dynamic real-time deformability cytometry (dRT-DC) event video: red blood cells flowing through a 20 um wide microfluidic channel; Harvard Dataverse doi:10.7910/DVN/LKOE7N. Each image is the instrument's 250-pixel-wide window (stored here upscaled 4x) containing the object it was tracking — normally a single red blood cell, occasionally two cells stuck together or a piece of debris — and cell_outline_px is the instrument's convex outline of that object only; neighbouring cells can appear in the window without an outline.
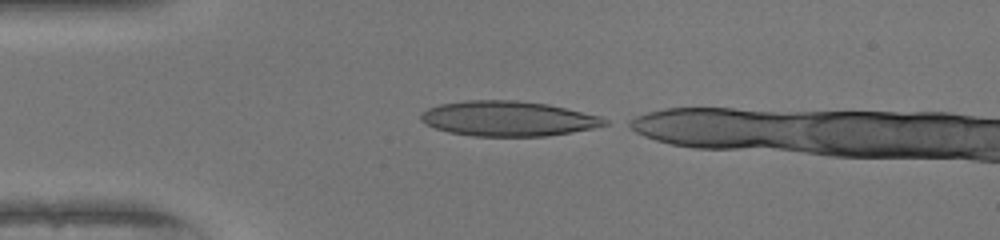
{"species": "human", "species_latin": "Homo sapiens", "temperature_condition": "warm", "stored_images_in_passage": 30, "camera_frame_rate_fps": 3000, "um_per_image_px": 0.085, "donor": {"sex": "female"}, "frame": {"image": 1, "passage_image": 1, "time_ms": 0.0, "image_size_px": [1000, 240], "cell_outline_px": [[608, 124], [592, 128], [572, 132], [548, 136], [472, 136], [448, 132], [424, 124], [420, 120], [420, 112], [428, 108], [440, 104], [464, 100], [516, 100], [548, 104], [600, 116], [608, 120]], "centroid_in_image_um": [43.15, 10.08], "position_along_channel_um": 41.9, "area_um2": 37.69}}
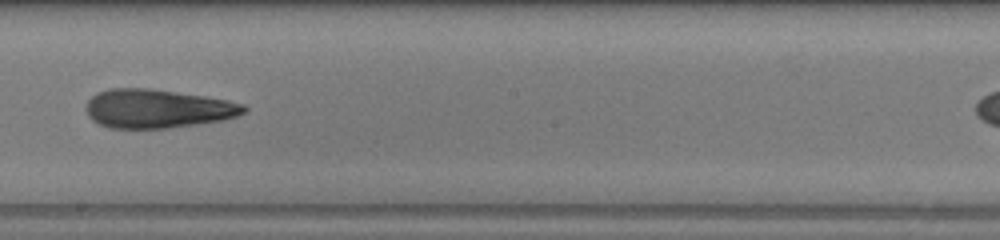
{"frame": {"image": 2, "passage_image": 17, "time_ms": 5.333, "image_size_px": [1000, 240], "cell_outline_px": [[248, 108], [244, 112], [236, 116], [224, 120], [168, 128], [108, 128], [92, 120], [88, 116], [88, 100], [96, 92], [108, 88], [152, 88], [204, 96], [228, 100], [244, 104]], "centroid_in_image_um": [13.39, 9.23], "position_along_channel_um": 234.8, "area_um2": 35.66}}
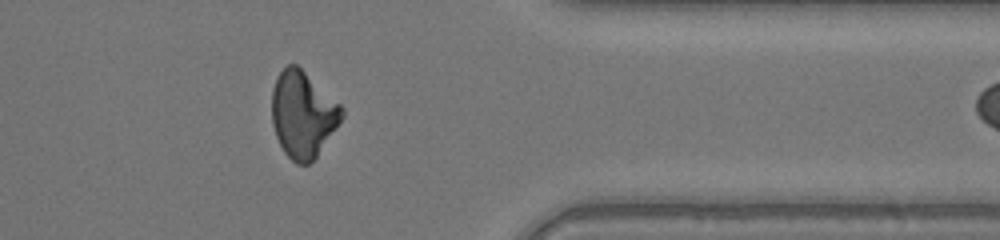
{"frame": {"image": 3, "passage_image": 29, "time_ms": 9.333, "image_size_px": [1000, 240], "cell_outline_px": [[344, 116], [316, 156], [308, 164], [296, 164], [284, 152], [276, 136], [272, 124], [272, 88], [276, 76], [288, 64], [296, 64], [340, 104], [344, 108]], "centroid_in_image_um": [25.72, 9.71], "position_along_channel_um": 385.7, "area_um2": 34.85}}